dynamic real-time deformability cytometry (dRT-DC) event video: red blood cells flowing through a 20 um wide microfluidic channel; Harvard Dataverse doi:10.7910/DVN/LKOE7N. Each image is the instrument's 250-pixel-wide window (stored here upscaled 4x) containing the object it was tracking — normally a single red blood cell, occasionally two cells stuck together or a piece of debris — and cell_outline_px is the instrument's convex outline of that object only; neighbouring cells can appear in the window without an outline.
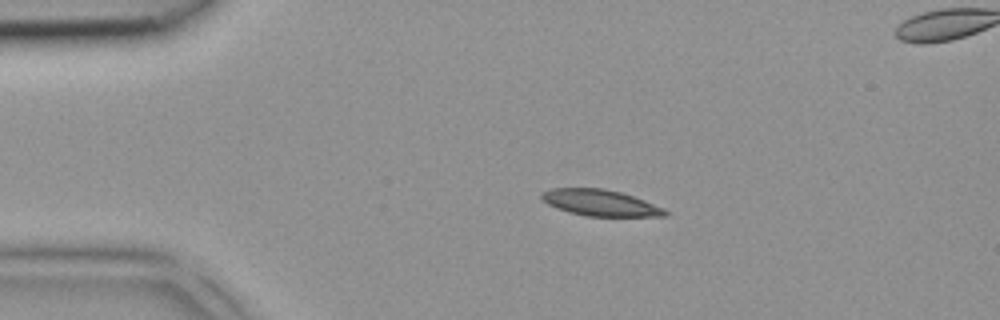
{"species": "common noctule bat (a hibernating species)", "species_latin": "Nyctalus noctula", "temperature_condition": "room temperature", "stored_images_in_passage": 3, "segment_of_instrument_passage": [1, 2], "camera_frame_rate_fps": 3000, "um_per_image_px": 0.085, "animal": {"sex": "female", "body_mass_g": 18.4}, "frame": {"image": 1, "passage_image": 1, "time_ms": 0.0, "image_size_px": [1000, 320], "cell_outline_px": [[668, 216], [588, 216], [568, 212], [556, 208], [540, 200], [540, 192], [552, 188], [604, 188], [620, 192], [644, 200], [664, 208], [668, 212]], "centroid_in_image_um": [50.98, 17.23], "position_along_channel_um": 34.0, "area_um2": 18.96}}